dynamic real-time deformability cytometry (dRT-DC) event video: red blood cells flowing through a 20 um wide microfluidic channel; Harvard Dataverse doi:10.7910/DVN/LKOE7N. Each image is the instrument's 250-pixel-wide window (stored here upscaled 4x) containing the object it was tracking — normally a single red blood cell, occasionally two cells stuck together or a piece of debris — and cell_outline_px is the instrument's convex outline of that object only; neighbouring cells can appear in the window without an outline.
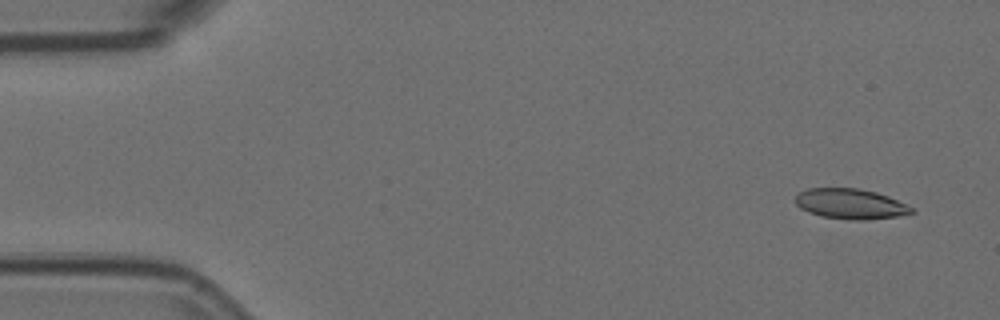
{"species": "Egyptian fruit bat (a non-hibernating species)", "species_latin": "Rousettus aegyptiacus", "temperature_condition": "room temperature", "stored_images_in_passage": 7, "camera_frame_rate_fps": 3000, "um_per_image_px": 0.085, "animal": {"sex": "female"}, "frame": {"image": 1, "passage_image": 1, "time_ms": 0.0, "image_size_px": [1000, 320], "cell_outline_px": [[916, 212], [896, 216], [868, 220], [852, 220], [820, 216], [808, 212], [800, 208], [792, 200], [800, 192], [808, 188], [860, 188], [876, 192], [888, 196], [912, 208]], "centroid_in_image_um": [72.24, 17.33], "position_along_channel_um": 12.8, "area_um2": 20.52}}
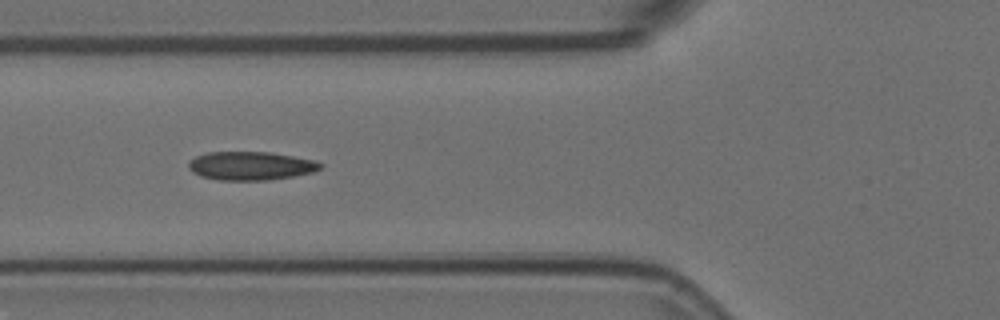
{"frame": {"image": 2, "passage_image": 6, "time_ms": 1.667, "image_size_px": [1000, 320], "cell_outline_px": [[324, 164], [320, 168], [312, 172], [292, 176], [268, 180], [220, 180], [200, 176], [192, 172], [188, 168], [188, 164], [196, 156], [208, 152], [268, 152], [316, 160]], "centroid_in_image_um": [21.31, 14.09], "position_along_channel_um": 104.5, "area_um2": 21.79}}
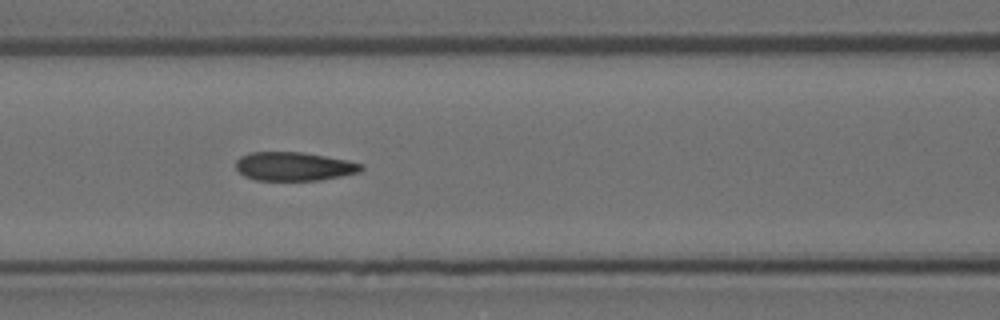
{"frame": {"image": 3, "passage_image": 7, "time_ms": 2.0, "image_size_px": [1000, 320], "cell_outline_px": [[364, 168], [360, 172], [320, 180], [256, 180], [244, 176], [236, 168], [236, 160], [240, 156], [248, 152], [304, 152], [348, 160], [364, 164]], "centroid_in_image_um": [25.0, 14.13], "position_along_channel_um": 141.6, "area_um2": 21.1}}